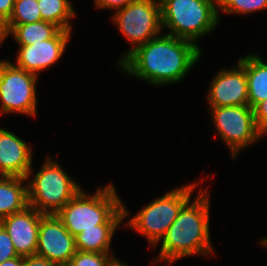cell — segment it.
Listing matches in <instances>:
<instances>
[{"mask_svg": "<svg viewBox=\"0 0 267 266\" xmlns=\"http://www.w3.org/2000/svg\"><path fill=\"white\" fill-rule=\"evenodd\" d=\"M208 193V190H200L193 202L189 200L181 208L177 218L160 241L161 248L157 262L163 261L168 266L176 260L194 254L214 255L210 241Z\"/></svg>", "mask_w": 267, "mask_h": 266, "instance_id": "cell-2", "label": "cell"}, {"mask_svg": "<svg viewBox=\"0 0 267 266\" xmlns=\"http://www.w3.org/2000/svg\"><path fill=\"white\" fill-rule=\"evenodd\" d=\"M104 187V188H103ZM90 196L80 190L56 215L74 237L99 224H121L130 213L118 197L115 186L108 184Z\"/></svg>", "mask_w": 267, "mask_h": 266, "instance_id": "cell-3", "label": "cell"}, {"mask_svg": "<svg viewBox=\"0 0 267 266\" xmlns=\"http://www.w3.org/2000/svg\"><path fill=\"white\" fill-rule=\"evenodd\" d=\"M256 127L262 136L267 135V99L253 107Z\"/></svg>", "mask_w": 267, "mask_h": 266, "instance_id": "cell-24", "label": "cell"}, {"mask_svg": "<svg viewBox=\"0 0 267 266\" xmlns=\"http://www.w3.org/2000/svg\"><path fill=\"white\" fill-rule=\"evenodd\" d=\"M38 76L0 60V114L21 113L36 117Z\"/></svg>", "mask_w": 267, "mask_h": 266, "instance_id": "cell-8", "label": "cell"}, {"mask_svg": "<svg viewBox=\"0 0 267 266\" xmlns=\"http://www.w3.org/2000/svg\"><path fill=\"white\" fill-rule=\"evenodd\" d=\"M75 237L71 235L56 214L41 216L36 255L59 265L69 264L76 253Z\"/></svg>", "mask_w": 267, "mask_h": 266, "instance_id": "cell-10", "label": "cell"}, {"mask_svg": "<svg viewBox=\"0 0 267 266\" xmlns=\"http://www.w3.org/2000/svg\"><path fill=\"white\" fill-rule=\"evenodd\" d=\"M0 266H23V256H17L0 263Z\"/></svg>", "mask_w": 267, "mask_h": 266, "instance_id": "cell-28", "label": "cell"}, {"mask_svg": "<svg viewBox=\"0 0 267 266\" xmlns=\"http://www.w3.org/2000/svg\"><path fill=\"white\" fill-rule=\"evenodd\" d=\"M7 35H13L19 45H34L53 38L61 29L53 23L39 21L35 23L6 25Z\"/></svg>", "mask_w": 267, "mask_h": 266, "instance_id": "cell-18", "label": "cell"}, {"mask_svg": "<svg viewBox=\"0 0 267 266\" xmlns=\"http://www.w3.org/2000/svg\"><path fill=\"white\" fill-rule=\"evenodd\" d=\"M39 11L43 21L55 24L61 30L72 31L70 19L76 17L69 0H40Z\"/></svg>", "mask_w": 267, "mask_h": 266, "instance_id": "cell-19", "label": "cell"}, {"mask_svg": "<svg viewBox=\"0 0 267 266\" xmlns=\"http://www.w3.org/2000/svg\"><path fill=\"white\" fill-rule=\"evenodd\" d=\"M210 110L214 127L221 140L229 146L232 158L262 137L256 127L253 108L249 105L210 107Z\"/></svg>", "mask_w": 267, "mask_h": 266, "instance_id": "cell-9", "label": "cell"}, {"mask_svg": "<svg viewBox=\"0 0 267 266\" xmlns=\"http://www.w3.org/2000/svg\"><path fill=\"white\" fill-rule=\"evenodd\" d=\"M32 147L13 132L0 128V176L28 179L33 174Z\"/></svg>", "mask_w": 267, "mask_h": 266, "instance_id": "cell-14", "label": "cell"}, {"mask_svg": "<svg viewBox=\"0 0 267 266\" xmlns=\"http://www.w3.org/2000/svg\"><path fill=\"white\" fill-rule=\"evenodd\" d=\"M17 256L19 255L15 250V247L9 234L0 224V263Z\"/></svg>", "mask_w": 267, "mask_h": 266, "instance_id": "cell-23", "label": "cell"}, {"mask_svg": "<svg viewBox=\"0 0 267 266\" xmlns=\"http://www.w3.org/2000/svg\"><path fill=\"white\" fill-rule=\"evenodd\" d=\"M38 2L35 0H15L14 9L6 25L28 24L41 21Z\"/></svg>", "mask_w": 267, "mask_h": 266, "instance_id": "cell-20", "label": "cell"}, {"mask_svg": "<svg viewBox=\"0 0 267 266\" xmlns=\"http://www.w3.org/2000/svg\"><path fill=\"white\" fill-rule=\"evenodd\" d=\"M200 57L198 44L161 34L138 46L119 65L125 74L160 86L180 82Z\"/></svg>", "mask_w": 267, "mask_h": 266, "instance_id": "cell-1", "label": "cell"}, {"mask_svg": "<svg viewBox=\"0 0 267 266\" xmlns=\"http://www.w3.org/2000/svg\"><path fill=\"white\" fill-rule=\"evenodd\" d=\"M71 31L60 30L53 38L34 43V45H20L17 52L16 67L39 75L38 72L49 68L62 57Z\"/></svg>", "mask_w": 267, "mask_h": 266, "instance_id": "cell-12", "label": "cell"}, {"mask_svg": "<svg viewBox=\"0 0 267 266\" xmlns=\"http://www.w3.org/2000/svg\"><path fill=\"white\" fill-rule=\"evenodd\" d=\"M111 266H128L126 263H122L119 259H116L115 262Z\"/></svg>", "mask_w": 267, "mask_h": 266, "instance_id": "cell-30", "label": "cell"}, {"mask_svg": "<svg viewBox=\"0 0 267 266\" xmlns=\"http://www.w3.org/2000/svg\"><path fill=\"white\" fill-rule=\"evenodd\" d=\"M120 224H99L75 236L76 248L82 252L109 253L112 236Z\"/></svg>", "mask_w": 267, "mask_h": 266, "instance_id": "cell-17", "label": "cell"}, {"mask_svg": "<svg viewBox=\"0 0 267 266\" xmlns=\"http://www.w3.org/2000/svg\"><path fill=\"white\" fill-rule=\"evenodd\" d=\"M95 4L98 9L99 8H106V9H114L116 11L123 9L126 7L128 4L132 3L134 0H94Z\"/></svg>", "mask_w": 267, "mask_h": 266, "instance_id": "cell-25", "label": "cell"}, {"mask_svg": "<svg viewBox=\"0 0 267 266\" xmlns=\"http://www.w3.org/2000/svg\"><path fill=\"white\" fill-rule=\"evenodd\" d=\"M80 187L48 156L41 169L27 182L28 204L43 214H56L82 189Z\"/></svg>", "mask_w": 267, "mask_h": 266, "instance_id": "cell-5", "label": "cell"}, {"mask_svg": "<svg viewBox=\"0 0 267 266\" xmlns=\"http://www.w3.org/2000/svg\"><path fill=\"white\" fill-rule=\"evenodd\" d=\"M23 266H60V265L35 254L23 257Z\"/></svg>", "mask_w": 267, "mask_h": 266, "instance_id": "cell-26", "label": "cell"}, {"mask_svg": "<svg viewBox=\"0 0 267 266\" xmlns=\"http://www.w3.org/2000/svg\"><path fill=\"white\" fill-rule=\"evenodd\" d=\"M261 245L267 247V238L261 240Z\"/></svg>", "mask_w": 267, "mask_h": 266, "instance_id": "cell-31", "label": "cell"}, {"mask_svg": "<svg viewBox=\"0 0 267 266\" xmlns=\"http://www.w3.org/2000/svg\"><path fill=\"white\" fill-rule=\"evenodd\" d=\"M160 5L162 29L170 31L166 34L195 44L220 22L218 0H160Z\"/></svg>", "mask_w": 267, "mask_h": 266, "instance_id": "cell-4", "label": "cell"}, {"mask_svg": "<svg viewBox=\"0 0 267 266\" xmlns=\"http://www.w3.org/2000/svg\"><path fill=\"white\" fill-rule=\"evenodd\" d=\"M213 78L206 98L209 107L249 105L245 69L238 62L230 69L220 70Z\"/></svg>", "mask_w": 267, "mask_h": 266, "instance_id": "cell-11", "label": "cell"}, {"mask_svg": "<svg viewBox=\"0 0 267 266\" xmlns=\"http://www.w3.org/2000/svg\"><path fill=\"white\" fill-rule=\"evenodd\" d=\"M244 69L248 81L249 106L267 99V63L257 54H248L237 61Z\"/></svg>", "mask_w": 267, "mask_h": 266, "instance_id": "cell-16", "label": "cell"}, {"mask_svg": "<svg viewBox=\"0 0 267 266\" xmlns=\"http://www.w3.org/2000/svg\"><path fill=\"white\" fill-rule=\"evenodd\" d=\"M267 9V0H218V10L226 14H251Z\"/></svg>", "mask_w": 267, "mask_h": 266, "instance_id": "cell-21", "label": "cell"}, {"mask_svg": "<svg viewBox=\"0 0 267 266\" xmlns=\"http://www.w3.org/2000/svg\"><path fill=\"white\" fill-rule=\"evenodd\" d=\"M111 21L132 44V48L120 57L118 63L120 64L138 46L161 34L163 29L160 0H134L123 9L116 11Z\"/></svg>", "mask_w": 267, "mask_h": 266, "instance_id": "cell-7", "label": "cell"}, {"mask_svg": "<svg viewBox=\"0 0 267 266\" xmlns=\"http://www.w3.org/2000/svg\"><path fill=\"white\" fill-rule=\"evenodd\" d=\"M110 253L76 251L69 265L71 266H111L117 259Z\"/></svg>", "mask_w": 267, "mask_h": 266, "instance_id": "cell-22", "label": "cell"}, {"mask_svg": "<svg viewBox=\"0 0 267 266\" xmlns=\"http://www.w3.org/2000/svg\"><path fill=\"white\" fill-rule=\"evenodd\" d=\"M28 180L16 176H0V221L29 206L27 184L24 186Z\"/></svg>", "mask_w": 267, "mask_h": 266, "instance_id": "cell-15", "label": "cell"}, {"mask_svg": "<svg viewBox=\"0 0 267 266\" xmlns=\"http://www.w3.org/2000/svg\"><path fill=\"white\" fill-rule=\"evenodd\" d=\"M7 33L6 23L0 19V45L8 37Z\"/></svg>", "mask_w": 267, "mask_h": 266, "instance_id": "cell-29", "label": "cell"}, {"mask_svg": "<svg viewBox=\"0 0 267 266\" xmlns=\"http://www.w3.org/2000/svg\"><path fill=\"white\" fill-rule=\"evenodd\" d=\"M43 213L31 206L8 215L0 224L9 234L19 256L35 255L38 244V232Z\"/></svg>", "mask_w": 267, "mask_h": 266, "instance_id": "cell-13", "label": "cell"}, {"mask_svg": "<svg viewBox=\"0 0 267 266\" xmlns=\"http://www.w3.org/2000/svg\"><path fill=\"white\" fill-rule=\"evenodd\" d=\"M14 3L15 0H0V19L5 23L12 15Z\"/></svg>", "mask_w": 267, "mask_h": 266, "instance_id": "cell-27", "label": "cell"}, {"mask_svg": "<svg viewBox=\"0 0 267 266\" xmlns=\"http://www.w3.org/2000/svg\"><path fill=\"white\" fill-rule=\"evenodd\" d=\"M198 182L171 189L162 197L151 201L129 221L127 226L144 235L155 248L165 236L181 208L191 200Z\"/></svg>", "mask_w": 267, "mask_h": 266, "instance_id": "cell-6", "label": "cell"}]
</instances>
